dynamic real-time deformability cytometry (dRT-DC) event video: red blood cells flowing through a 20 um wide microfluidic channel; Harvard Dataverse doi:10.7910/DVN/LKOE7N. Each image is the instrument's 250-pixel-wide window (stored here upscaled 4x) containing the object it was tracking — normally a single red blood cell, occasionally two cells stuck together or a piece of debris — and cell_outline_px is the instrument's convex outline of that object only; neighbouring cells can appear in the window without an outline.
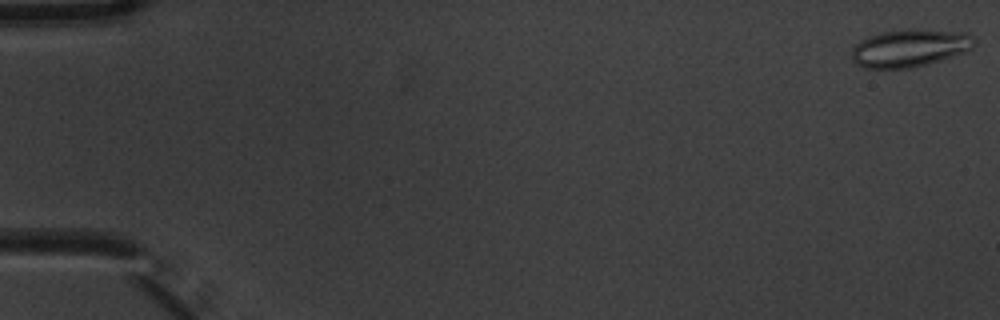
{"species": "common noctule bat (a hibernating species)", "species_latin": "Nyctalus noctula", "temperature_condition": "warm", "stored_images_in_passage": 4, "camera_frame_rate_fps": 3000, "um_per_image_px": 0.085, "animal": {"sex": "male", "body_mass_g": 20.1, "forearm_length_mm": 53.5}, "frame": {"image": 1, "passage_image": 1, "time_ms": 0.0, "image_size_px": [1000, 320], "cell_outline_px": [[976, 44], [972, 48], [964, 52], [928, 64], [912, 68], [864, 68], [856, 64], [852, 60], [852, 48], [860, 40], [868, 36], [880, 32], [964, 32], [972, 36], [976, 40]], "centroid_in_image_um": [77.28, 4.14], "position_along_channel_um": 7.7, "area_um2": 25.95}}